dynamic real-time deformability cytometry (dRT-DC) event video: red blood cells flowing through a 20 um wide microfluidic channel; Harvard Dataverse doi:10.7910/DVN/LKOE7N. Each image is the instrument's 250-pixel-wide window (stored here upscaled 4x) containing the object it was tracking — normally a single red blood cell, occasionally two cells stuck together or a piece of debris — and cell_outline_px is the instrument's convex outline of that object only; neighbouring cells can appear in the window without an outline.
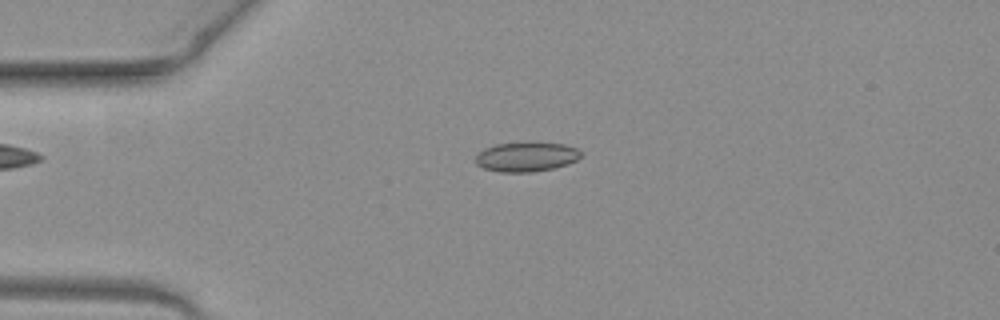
{"species": "common noctule bat (a hibernating species)", "species_latin": "Nyctalus noctula", "temperature_condition": "warm", "stored_images_in_passage": 35, "camera_frame_rate_fps": 3000, "um_per_image_px": 0.085, "animal": {"sex": "female", "body_mass_g": 19.3, "forearm_length_mm": 54.1}, "frame": {"image": 1, "passage_image": 2, "time_ms": 0.333, "image_size_px": [1000, 320], "cell_outline_px": [[584, 152], [576, 160], [568, 164], [552, 168], [532, 172], [500, 172], [484, 168], [476, 164], [476, 156], [484, 148], [496, 144], [564, 144], [576, 148]], "centroid_in_image_um": [44.74, 13.35], "position_along_channel_um": 40.3, "area_um2": 17.63}}
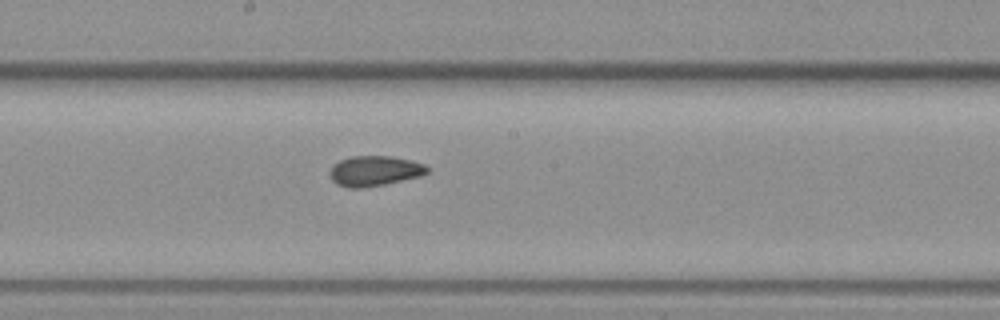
{"frame": {"image": 2, "passage_image": 17, "time_ms": 5.333, "image_size_px": [1000, 320], "cell_outline_px": [[428, 172], [420, 176], [384, 184], [360, 188], [348, 188], [336, 184], [332, 180], [328, 172], [332, 164], [340, 160], [352, 156], [392, 156], [412, 160], [424, 164], [428, 168]], "centroid_in_image_um": [31.8, 14.52], "position_along_channel_um": 216.4, "area_um2": 17.22}}
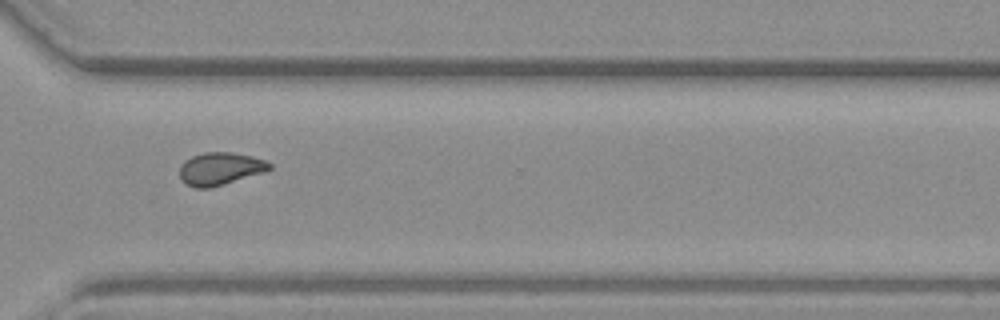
{"frame": {"image": 3, "passage_image": 27, "time_ms": 8.667, "image_size_px": [1000, 320], "cell_outline_px": [[272, 168], [264, 172], [212, 188], [196, 188], [184, 184], [180, 180], [180, 164], [184, 160], [192, 156], [204, 152], [228, 152], [252, 156], [264, 160], [272, 164]], "centroid_in_image_um": [18.68, 14.35], "position_along_channel_um": 351.9, "area_um2": 17.28}, "authors_computed_cell_mechanics": {"area_um2": 17.2822, "velocity_mm_per_s": 4.0676, "shape_relaxation_time_tau1_ms": null, "shape_relaxation_time_tau2_ms": 2.2174, "deformation_change_tau1": null, "deformation_change_tau2": 0.0536}}